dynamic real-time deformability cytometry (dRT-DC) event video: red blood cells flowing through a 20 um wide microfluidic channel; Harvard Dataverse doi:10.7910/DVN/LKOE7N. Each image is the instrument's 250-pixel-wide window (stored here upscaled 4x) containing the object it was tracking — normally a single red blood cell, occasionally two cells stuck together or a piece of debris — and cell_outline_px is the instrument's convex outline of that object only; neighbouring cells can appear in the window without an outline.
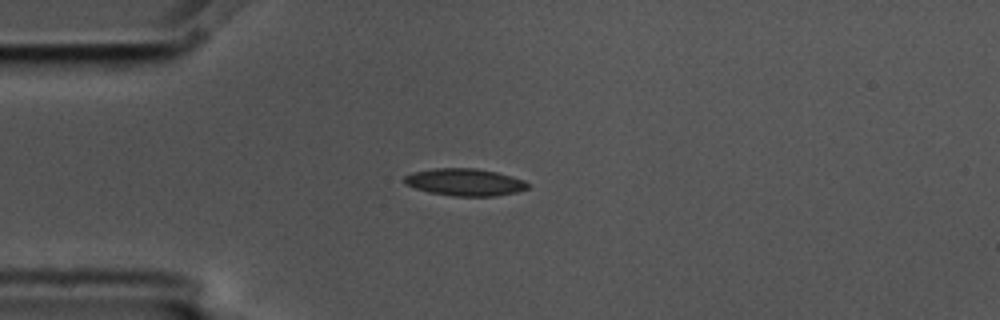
{"species": "common noctule bat (a hibernating species)", "species_latin": "Nyctalus noctula", "temperature_condition": "cold", "stored_images_in_passage": 4, "camera_frame_rate_fps": 3000, "um_per_image_px": 0.085, "animal": {"sex": "male", "body_mass_g": 17.5, "forearm_length_mm": 52.3}, "frame": {"image": 1, "passage_image": 3, "time_ms": 0.667, "image_size_px": [1000, 320], "cell_outline_px": [[528, 188], [516, 192], [496, 196], [456, 196], [428, 192], [404, 184], [404, 176], [412, 172], [432, 168], [476, 168], [496, 172], [512, 176], [524, 180], [528, 184]], "centroid_in_image_um": [39.49, 15.48], "position_along_channel_um": 45.5, "area_um2": 19.59}}
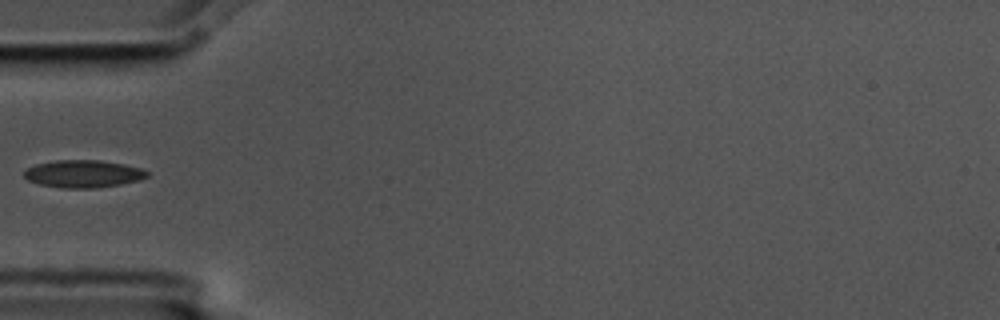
{"frame": {"image": 2, "passage_image": 4, "time_ms": 1.0, "image_size_px": [1000, 320], "cell_outline_px": [[148, 176], [140, 180], [120, 184], [96, 188], [60, 188], [40, 184], [28, 180], [24, 176], [24, 172], [28, 168], [36, 164], [56, 160], [100, 160], [124, 164], [140, 168], [148, 172]], "centroid_in_image_um": [7.08, 14.77], "position_along_channel_um": 77.9, "area_um2": 19.65}}